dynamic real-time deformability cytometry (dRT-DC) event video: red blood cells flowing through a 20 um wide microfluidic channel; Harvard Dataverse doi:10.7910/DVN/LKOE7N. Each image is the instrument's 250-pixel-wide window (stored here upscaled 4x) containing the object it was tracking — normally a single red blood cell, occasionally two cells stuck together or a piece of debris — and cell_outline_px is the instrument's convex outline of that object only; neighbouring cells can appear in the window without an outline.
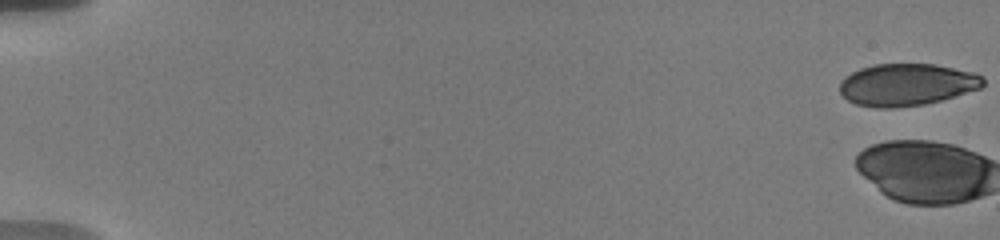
{"species": "human", "species_latin": "Homo sapiens", "temperature_condition": "warm", "stored_images_in_passage": 21, "camera_frame_rate_fps": 3000, "um_per_image_px": 0.085, "donor": {"sex": "male"}, "frame": {"image": 1, "passage_image": 1, "time_ms": 0.0, "image_size_px": [1000, 240], "cell_outline_px": [[984, 84], [980, 88], [940, 100], [924, 104], [892, 108], [880, 108], [856, 104], [848, 100], [840, 92], [840, 80], [844, 76], [860, 68], [872, 64], [936, 64], [972, 72], [984, 76]], "centroid_in_image_um": [77.05, 7.18], "position_along_channel_um": 8.0, "area_um2": 35.14}}